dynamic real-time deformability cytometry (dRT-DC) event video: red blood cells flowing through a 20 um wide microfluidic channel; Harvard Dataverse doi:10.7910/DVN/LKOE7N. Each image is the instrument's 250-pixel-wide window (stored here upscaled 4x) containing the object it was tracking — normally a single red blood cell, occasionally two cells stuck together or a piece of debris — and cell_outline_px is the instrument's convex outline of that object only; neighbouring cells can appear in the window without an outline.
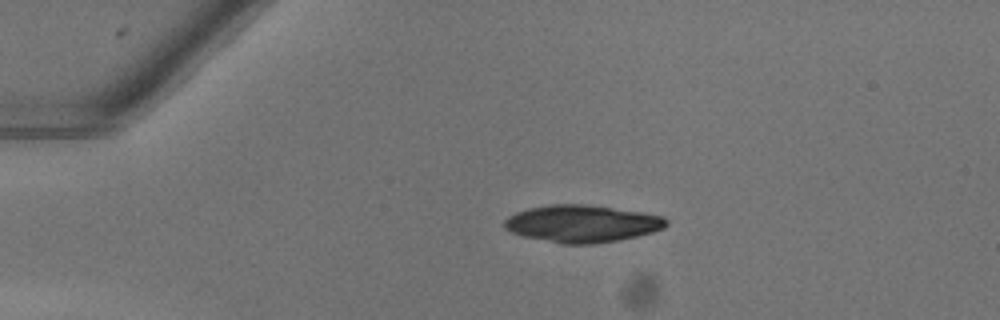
{"species": "common noctule bat (a hibernating species)", "species_latin": "Nyctalus noctula", "temperature_condition": "warm", "stored_images_in_passage": 41, "camera_frame_rate_fps": 3000, "um_per_image_px": 0.085, "animal": {"sex": "female"}, "frame": {"image": 1, "passage_image": 1, "time_ms": 0.0, "image_size_px": [1000, 320], "cell_outline_px": [[668, 224], [664, 228], [652, 232], [620, 240], [592, 244], [560, 244], [524, 236], [512, 232], [504, 228], [504, 220], [508, 216], [516, 212], [528, 208], [548, 204], [584, 204], [640, 212], [664, 216], [668, 220]], "centroid_in_image_um": [49.46, 19.01], "position_along_channel_um": 35.5, "area_um2": 35.14}}